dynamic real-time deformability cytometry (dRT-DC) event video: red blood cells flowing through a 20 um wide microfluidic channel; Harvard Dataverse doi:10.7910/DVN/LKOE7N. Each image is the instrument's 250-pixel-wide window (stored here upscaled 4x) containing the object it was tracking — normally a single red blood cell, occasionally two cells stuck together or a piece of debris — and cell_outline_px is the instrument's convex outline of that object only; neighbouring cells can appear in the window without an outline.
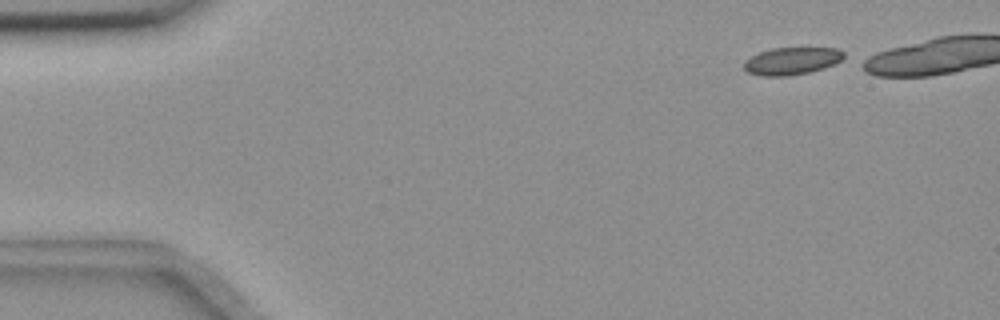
{"species": "common noctule bat (a hibernating species)", "species_latin": "Nyctalus noctula", "temperature_condition": "room temperature", "stored_images_in_passage": 41, "camera_frame_rate_fps": 3000, "um_per_image_px": 0.085, "animal": {"sex": "female", "body_mass_g": 18.4}, "frame": {"image": 1, "passage_image": 1, "time_ms": 0.0, "image_size_px": [1000, 320], "cell_outline_px": [[844, 56], [840, 60], [824, 68], [808, 72], [788, 76], [764, 76], [748, 72], [744, 68], [744, 60], [760, 52], [772, 48], [840, 48], [844, 52]], "centroid_in_image_um": [67.29, 5.18], "position_along_channel_um": 17.7, "area_um2": 15.78}}
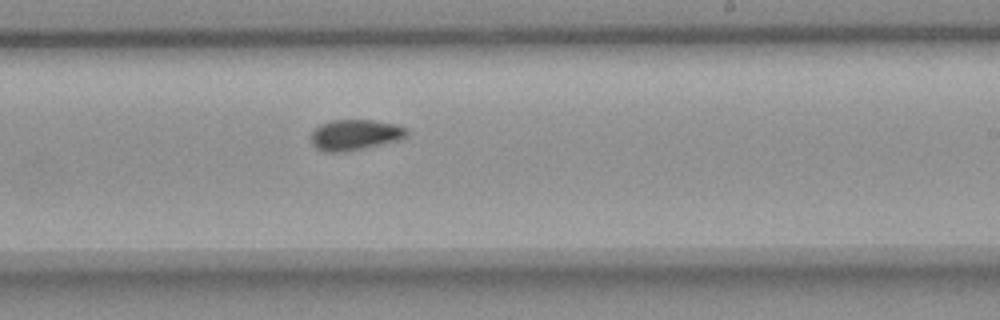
{"frame": {"image": 2, "passage_image": 29, "time_ms": 9.333, "image_size_px": [1000, 320], "cell_outline_px": [[408, 136], [400, 140], [364, 148], [340, 152], [328, 152], [316, 148], [312, 144], [312, 132], [320, 124], [332, 120], [372, 120], [396, 124], [404, 128], [408, 132]], "centroid_in_image_um": [30.19, 11.46], "position_along_channel_um": 258.8, "area_um2": 16.99}}
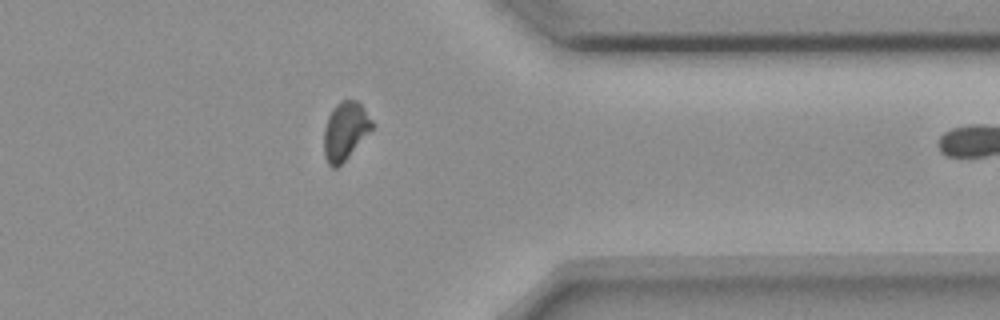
{"frame": {"image": 3, "passage_image": 40, "time_ms": 13.0, "image_size_px": [1000, 320], "cell_outline_px": [[372, 128], [348, 156], [336, 168], [332, 168], [328, 164], [324, 156], [324, 128], [328, 116], [332, 108], [340, 100], [356, 100], [364, 108], [372, 120]], "centroid_in_image_um": [29.31, 11.11], "position_along_channel_um": 382.1, "area_um2": 16.01}}